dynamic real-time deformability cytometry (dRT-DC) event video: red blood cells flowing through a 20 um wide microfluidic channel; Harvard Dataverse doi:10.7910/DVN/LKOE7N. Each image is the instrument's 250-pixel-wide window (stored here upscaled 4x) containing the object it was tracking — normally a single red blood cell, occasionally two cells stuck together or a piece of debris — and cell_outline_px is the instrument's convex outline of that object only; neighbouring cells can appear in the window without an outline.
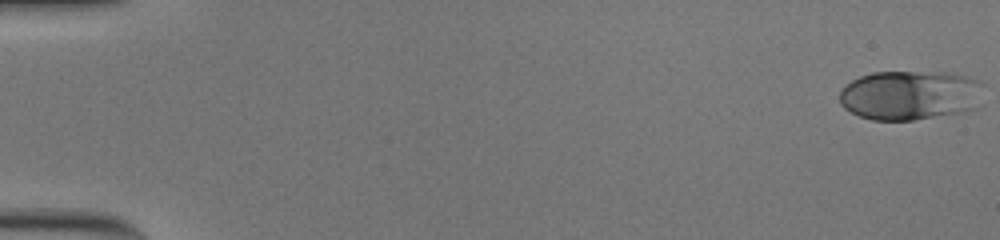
{"species": "human", "species_latin": "Homo sapiens", "temperature_condition": "cold", "stored_images_in_passage": 3, "camera_frame_rate_fps": 3000, "um_per_image_px": 0.085, "donor": {"sex": "male"}, "frame": {"image": 1, "passage_image": 1, "time_ms": 0.0, "image_size_px": [1000, 240], "cell_outline_px": [[984, 104], [980, 108], [964, 112], [912, 120], [872, 120], [860, 116], [844, 108], [840, 104], [840, 92], [844, 84], [860, 76], [872, 72], [952, 72], [968, 76], [980, 80], [984, 84]], "centroid_in_image_um": [77.47, 8.08], "position_along_channel_um": 7.5, "area_um2": 42.77}}